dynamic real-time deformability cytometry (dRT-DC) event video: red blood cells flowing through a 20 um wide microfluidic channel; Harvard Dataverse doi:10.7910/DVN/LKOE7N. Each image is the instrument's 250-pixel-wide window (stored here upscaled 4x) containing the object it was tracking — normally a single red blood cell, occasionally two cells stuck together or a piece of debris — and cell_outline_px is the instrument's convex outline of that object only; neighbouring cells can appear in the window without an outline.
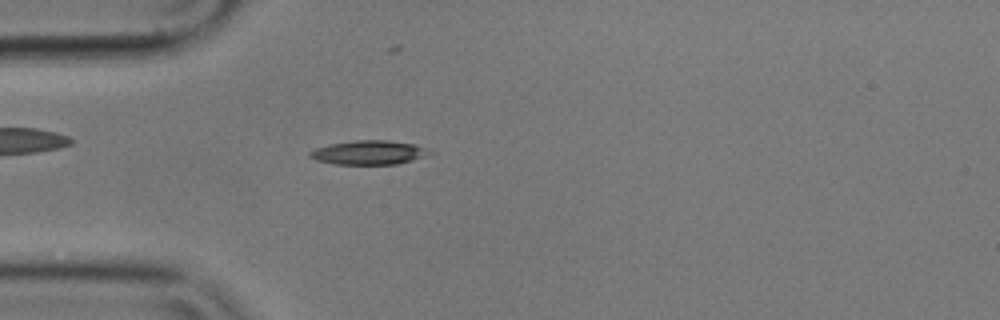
{"species": "common noctule bat (a hibernating species)", "species_latin": "Nyctalus noctula", "temperature_condition": "cold", "stored_images_in_passage": 55, "camera_frame_rate_fps": 3000, "um_per_image_px": 0.085, "animal": {"sex": "male", "body_mass_g": 17.9}, "frame": {"image": 1, "passage_image": 15, "time_ms": 4.667, "image_size_px": [1000, 320], "cell_outline_px": [[432, 152], [424, 156], [412, 160], [396, 164], [336, 164], [316, 160], [308, 156], [308, 152], [316, 148], [328, 144], [356, 140], [388, 140], [416, 144]], "centroid_in_image_um": [31.31, 12.96], "position_along_channel_um": 53.7, "area_um2": 16.7}}
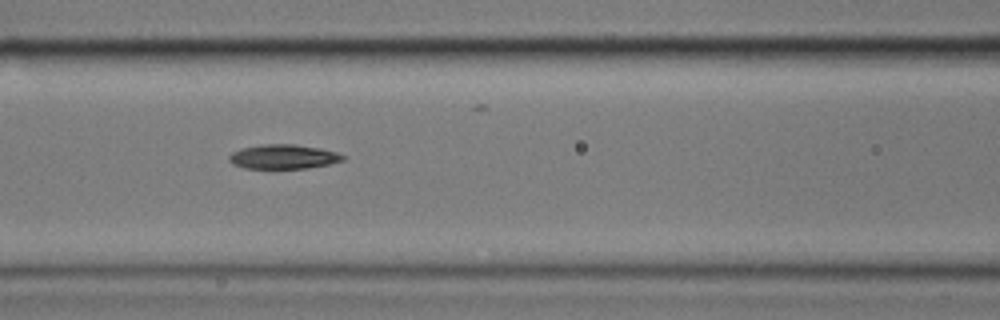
{"frame": {"image": 2, "passage_image": 23, "time_ms": 7.333, "image_size_px": [1000, 320], "cell_outline_px": [[344, 160], [328, 164], [308, 168], [244, 168], [232, 164], [228, 160], [228, 156], [232, 152], [240, 148], [264, 144], [292, 144], [320, 148], [336, 152], [344, 156]], "centroid_in_image_um": [24.04, 13.32], "position_along_channel_um": 142.6, "area_um2": 16.13}}
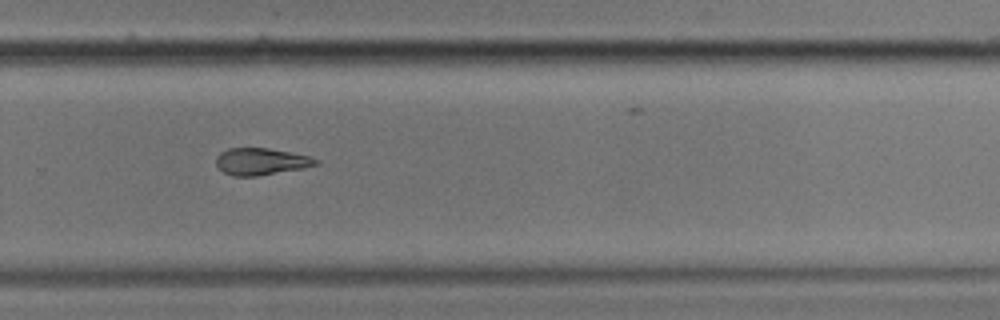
{"frame": {"image": 3, "passage_image": 37, "time_ms": 12.0, "image_size_px": [1000, 320], "cell_outline_px": [[320, 164], [304, 168], [256, 176], [232, 176], [224, 172], [216, 164], [216, 156], [220, 152], [228, 148], [268, 148], [308, 156], [320, 160]], "centroid_in_image_um": [22.19, 13.73], "position_along_channel_um": 307.6, "area_um2": 15.61}}